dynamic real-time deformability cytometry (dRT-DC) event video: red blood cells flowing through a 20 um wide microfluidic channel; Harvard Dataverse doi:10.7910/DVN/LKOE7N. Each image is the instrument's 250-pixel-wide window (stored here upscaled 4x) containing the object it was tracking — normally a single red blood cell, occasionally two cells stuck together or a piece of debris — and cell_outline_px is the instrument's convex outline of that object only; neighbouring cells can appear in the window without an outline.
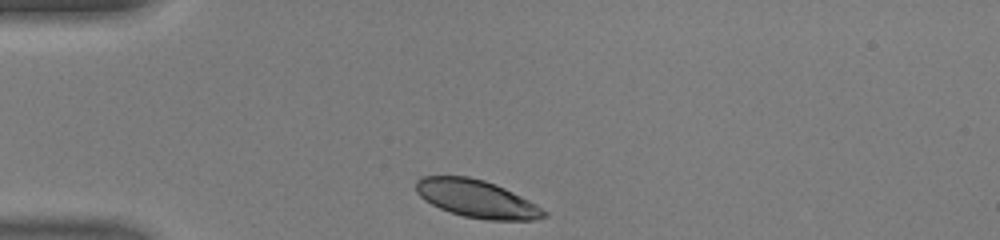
{"species": "human", "species_latin": "Homo sapiens", "temperature_condition": "warm", "stored_images_in_passage": 28, "camera_frame_rate_fps": 3000, "um_per_image_px": 0.085, "donor": {"sex": "male"}, "frame": {"image": 1, "passage_image": 1, "time_ms": 0.0, "image_size_px": [1000, 240], "cell_outline_px": [[548, 216], [532, 220], [488, 220], [464, 216], [440, 208], [424, 200], [416, 192], [416, 180], [420, 176], [468, 176], [484, 180], [496, 184], [536, 204], [548, 212]], "centroid_in_image_um": [40.52, 16.89], "position_along_channel_um": 44.5, "area_um2": 27.98}}
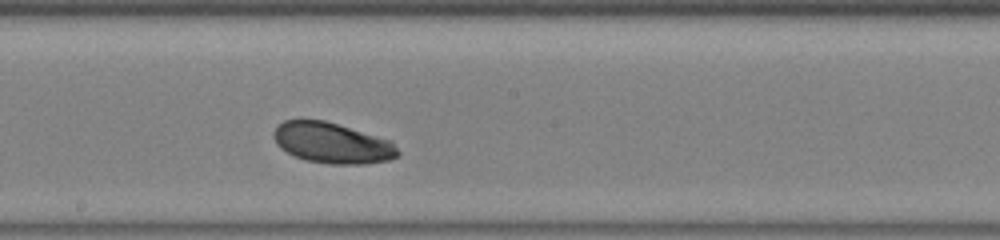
{"frame": {"image": 2, "passage_image": 15, "time_ms": 4.667, "image_size_px": [1000, 240], "cell_outline_px": [[400, 152], [396, 156], [388, 160], [364, 164], [328, 164], [308, 160], [296, 156], [280, 148], [276, 144], [272, 136], [272, 132], [284, 120], [324, 120], [392, 140]], "centroid_in_image_um": [28.24, 12.15], "position_along_channel_um": 220.0, "area_um2": 29.36}}
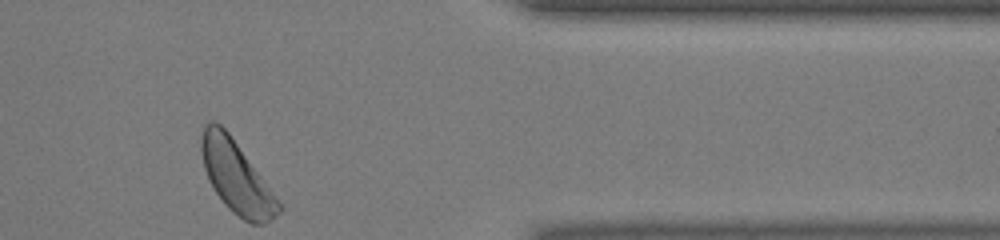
{"frame": {"image": 3, "passage_image": 28, "time_ms": 9.0, "image_size_px": [1000, 240], "cell_outline_px": [[284, 208], [272, 220], [264, 224], [252, 224], [244, 220], [232, 212], [224, 204], [208, 180], [204, 168], [200, 148], [200, 136], [204, 124], [208, 120], [212, 120], [220, 124], [228, 132]], "centroid_in_image_um": [20.06, 15.05], "position_along_channel_um": 391.3, "area_um2": 32.19}, "authors_computed_cell_mechanics": {"area_um2": 29.767, "velocity_mm_per_s": 4.3913, "shape_relaxation_time_tau1_ms": 2.0527, "shape_relaxation_time_tau2_ms": null, "deformation_change_tau1": 0.1108, "deformation_change_tau2": null}}